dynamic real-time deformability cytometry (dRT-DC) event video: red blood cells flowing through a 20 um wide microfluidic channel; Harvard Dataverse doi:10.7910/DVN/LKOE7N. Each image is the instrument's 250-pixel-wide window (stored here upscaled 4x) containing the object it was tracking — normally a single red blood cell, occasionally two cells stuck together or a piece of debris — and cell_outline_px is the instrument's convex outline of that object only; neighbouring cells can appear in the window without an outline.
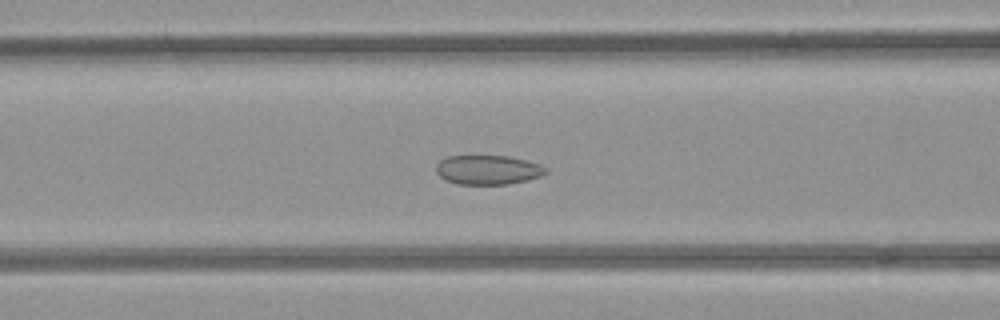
{"species": "common noctule bat (a hibernating species)", "species_latin": "Nyctalus noctula", "temperature_condition": "room temperature", "stored_images_in_passage": 54, "camera_frame_rate_fps": 3000, "um_per_image_px": 0.085, "animal": {"sex": "female", "body_mass_g": 21.9}, "frame": {"image": 1, "passage_image": 22, "time_ms": 7.0, "image_size_px": [1000, 320], "cell_outline_px": [[548, 172], [540, 176], [528, 180], [508, 184], [456, 184], [444, 180], [436, 172], [436, 164], [440, 160], [448, 156], [508, 156], [540, 164], [548, 168]], "centroid_in_image_um": [41.47, 14.44], "position_along_channel_um": 125.1, "area_um2": 18.84}}
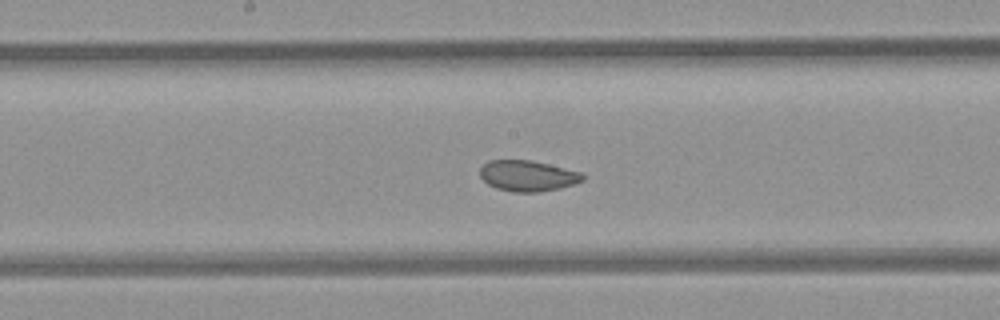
{"frame": {"image": 2, "passage_image": 28, "time_ms": 9.0, "image_size_px": [1000, 320], "cell_outline_px": [[584, 180], [560, 188], [536, 192], [512, 192], [496, 188], [488, 184], [480, 176], [480, 168], [488, 160], [532, 160], [580, 172], [584, 176]], "centroid_in_image_um": [44.82, 14.94], "position_along_channel_um": 203.4, "area_um2": 18.32}}
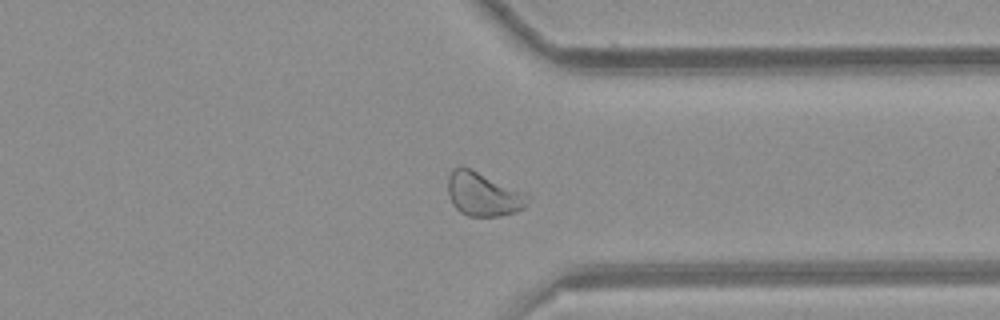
{"frame": {"image": 3, "passage_image": 41, "time_ms": 13.333, "image_size_px": [1000, 320], "cell_outline_px": [[532, 196], [528, 204], [524, 208], [516, 212], [500, 216], [468, 216], [460, 212], [452, 204], [448, 196], [448, 176], [452, 168], [460, 164], [472, 168], [528, 192]], "centroid_in_image_um": [41.12, 16.47], "position_along_channel_um": 370.3, "area_um2": 21.33}, "authors_computed_cell_mechanics": {"area_um2": 21.2415, "velocity_mm_per_s": 3.8992, "shape_relaxation_time_tau1_ms": null, "shape_relaxation_time_tau2_ms": 1.0316, "deformation_change_tau1": null, "deformation_change_tau2": 0.0585}}